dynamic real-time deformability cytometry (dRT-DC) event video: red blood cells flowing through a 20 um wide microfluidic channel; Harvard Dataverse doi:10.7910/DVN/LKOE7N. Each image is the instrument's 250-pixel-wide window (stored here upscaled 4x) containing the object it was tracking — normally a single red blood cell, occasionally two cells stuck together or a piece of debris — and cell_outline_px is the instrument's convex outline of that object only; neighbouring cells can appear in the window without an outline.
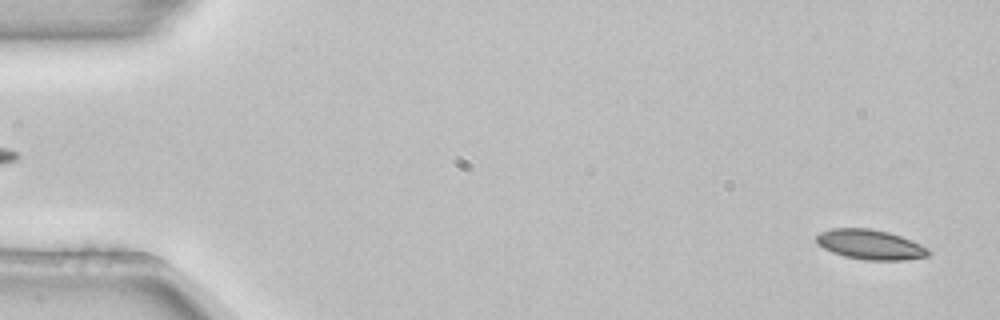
{"species": "common noctule bat (a hibernating species)", "species_latin": "Nyctalus noctula", "temperature_condition": "room temperature", "stored_images_in_passage": 4, "segment_of_instrument_passage": [2, 2], "camera_frame_rate_fps": 3000, "um_per_image_px": 0.085, "animal": {"sex": "female", "body_mass_g": 22.7, "forearm_length_mm": 54.2}, "frame": {"image": 1, "passage_image": 4, "time_ms": 1.0, "image_size_px": [1000, 320], "cell_outline_px": [[932, 252], [928, 256], [904, 260], [864, 260], [844, 256], [832, 252], [816, 244], [816, 236], [820, 232], [832, 228], [872, 228], [888, 232], [912, 240], [928, 248]], "centroid_in_image_um": [73.97, 20.78], "position_along_channel_um": 11.0, "area_um2": 19.65}}